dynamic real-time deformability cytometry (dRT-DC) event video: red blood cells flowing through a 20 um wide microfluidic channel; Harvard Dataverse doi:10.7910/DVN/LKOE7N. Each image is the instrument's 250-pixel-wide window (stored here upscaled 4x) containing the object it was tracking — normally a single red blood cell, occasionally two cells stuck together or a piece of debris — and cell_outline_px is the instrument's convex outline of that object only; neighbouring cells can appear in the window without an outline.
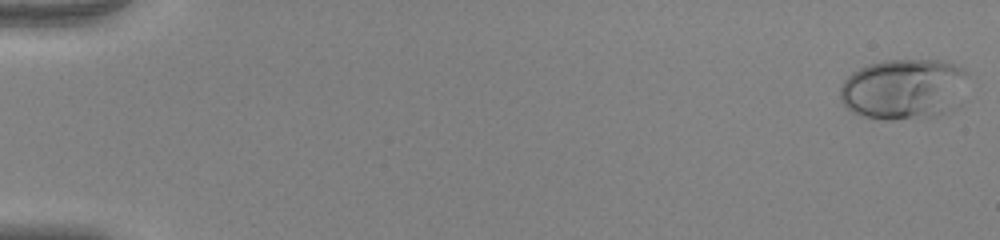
{"species": "human", "species_latin": "Homo sapiens", "temperature_condition": "warm", "stored_images_in_passage": 53, "camera_frame_rate_fps": 3000, "um_per_image_px": 0.085, "donor": {"sex": "female"}, "frame": {"image": 1, "passage_image": 1, "time_ms": 0.0, "image_size_px": [1000, 240], "cell_outline_px": [[968, 100], [964, 104], [952, 112], [936, 116], [892, 120], [884, 120], [864, 116], [852, 112], [840, 100], [840, 88], [844, 80], [852, 72], [868, 64], [884, 60], [940, 60], [964, 68], [968, 72]], "centroid_in_image_um": [76.96, 7.59], "position_along_channel_um": 8.0, "area_um2": 46.82}}
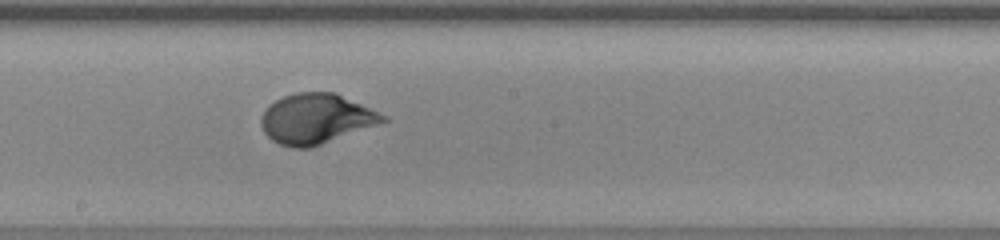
{"frame": {"image": 2, "passage_image": 31, "time_ms": 10.0, "image_size_px": [1000, 240], "cell_outline_px": [[388, 120], [320, 144], [308, 148], [292, 148], [280, 144], [272, 140], [264, 132], [260, 124], [260, 116], [264, 108], [268, 104], [284, 96], [296, 92], [336, 92], [388, 116]], "centroid_in_image_um": [26.82, 10.07], "position_along_channel_um": 221.4, "area_um2": 35.37}}
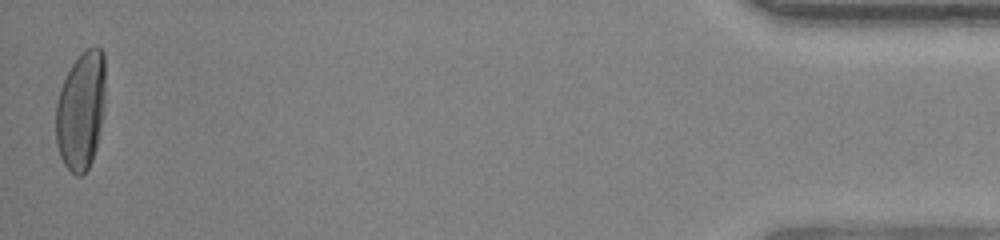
{"frame": {"image": 3, "passage_image": 53, "time_ms": 17.333, "image_size_px": [1000, 240], "cell_outline_px": [[104, 112], [96, 148], [92, 160], [88, 168], [80, 176], [76, 176], [64, 164], [60, 156], [56, 144], [56, 104], [60, 88], [72, 64], [80, 52], [88, 48], [100, 48], [104, 52]], "centroid_in_image_um": [6.88, 9.4], "position_along_channel_um": 428.3, "area_um2": 34.22}, "authors_computed_cell_mechanics": {"area_um2": 34.7956, "velocity_mm_per_s": 3.9374, "shape_relaxation_time_tau1_ms": 4.3796, "shape_relaxation_time_tau2_ms": null, "deformation_change_tau1": 0.2259, "deformation_change_tau2": null}}